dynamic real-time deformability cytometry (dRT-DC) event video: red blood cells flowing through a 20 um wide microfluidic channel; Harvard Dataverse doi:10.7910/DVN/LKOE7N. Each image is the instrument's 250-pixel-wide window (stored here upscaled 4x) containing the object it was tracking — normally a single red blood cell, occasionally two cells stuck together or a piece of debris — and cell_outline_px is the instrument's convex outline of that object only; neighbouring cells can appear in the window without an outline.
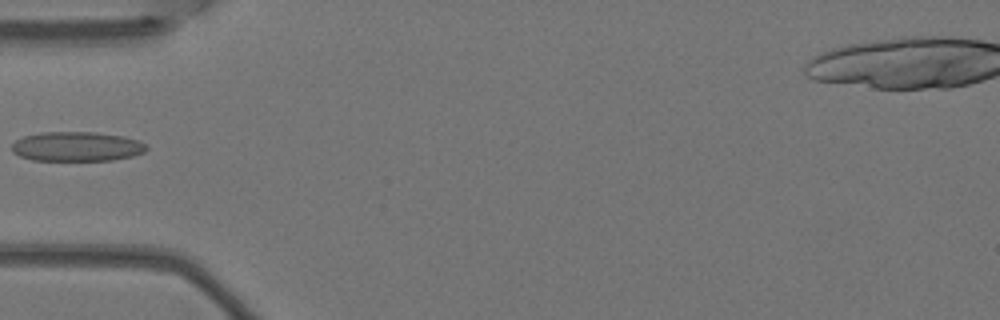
{"species": "Egyptian fruit bat (a non-hibernating species)", "species_latin": "Rousettus aegyptiacus", "temperature_condition": "warm", "stored_images_in_passage": 5, "camera_frame_rate_fps": 3000, "um_per_image_px": 0.085, "animal": {"sex": "female"}, "frame": {"image": 1, "passage_image": 5, "time_ms": 1.333, "image_size_px": [1000, 320], "cell_outline_px": [[148, 148], [144, 152], [132, 156], [112, 160], [32, 160], [20, 156], [12, 152], [12, 144], [16, 140], [24, 136], [40, 132], [96, 132], [124, 136], [148, 144]], "centroid_in_image_um": [6.53, 12.45], "position_along_channel_um": 78.5, "area_um2": 23.24}}